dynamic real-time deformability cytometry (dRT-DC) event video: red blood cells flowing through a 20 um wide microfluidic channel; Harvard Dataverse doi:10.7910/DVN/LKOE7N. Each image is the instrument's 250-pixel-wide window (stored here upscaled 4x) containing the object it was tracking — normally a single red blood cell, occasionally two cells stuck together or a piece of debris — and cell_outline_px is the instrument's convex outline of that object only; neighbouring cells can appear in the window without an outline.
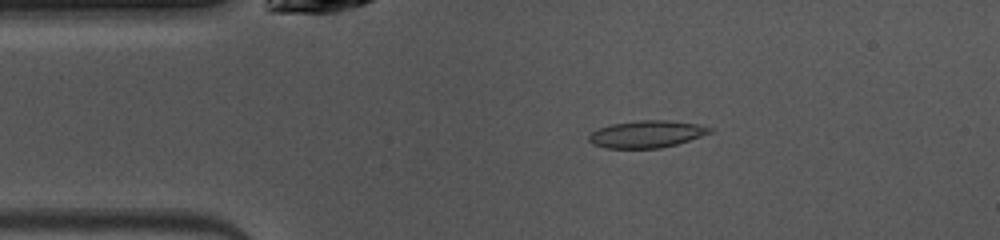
{"species": "common noctule bat (a hibernating species)", "species_latin": "Nyctalus noctula", "temperature_condition": "warm", "stored_images_in_passage": 48, "camera_frame_rate_fps": 3000, "um_per_image_px": 0.085, "animal": {"sex": "female", "body_mass_g": 10.0, "forearm_length_mm": 53.1}, "frame": {"image": 1, "passage_image": 8, "time_ms": 2.333, "image_size_px": [1000, 240], "cell_outline_px": [[712, 132], [676, 144], [660, 148], [604, 148], [592, 144], [588, 140], [588, 136], [592, 132], [600, 128], [612, 124], [640, 120], [664, 120], [696, 124], [712, 128]], "centroid_in_image_um": [54.92, 11.4], "position_along_channel_um": 30.1, "area_um2": 18.84}}
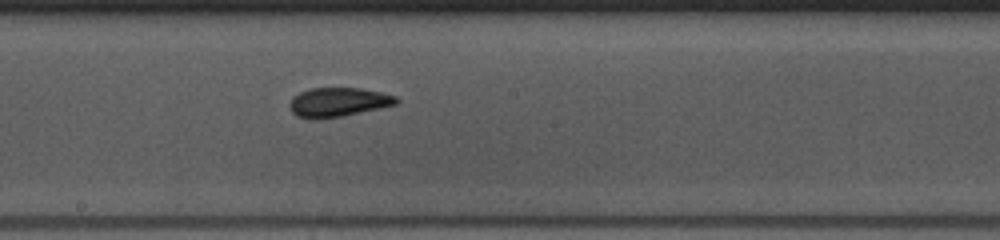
{"frame": {"image": 2, "passage_image": 24, "time_ms": 7.667, "image_size_px": [1000, 240], "cell_outline_px": [[400, 100], [396, 104], [344, 116], [312, 120], [308, 120], [296, 116], [292, 112], [288, 104], [292, 96], [300, 92], [312, 88], [360, 88], [380, 92], [396, 96]], "centroid_in_image_um": [28.69, 8.7], "position_along_channel_um": 219.5, "area_um2": 18.32}}
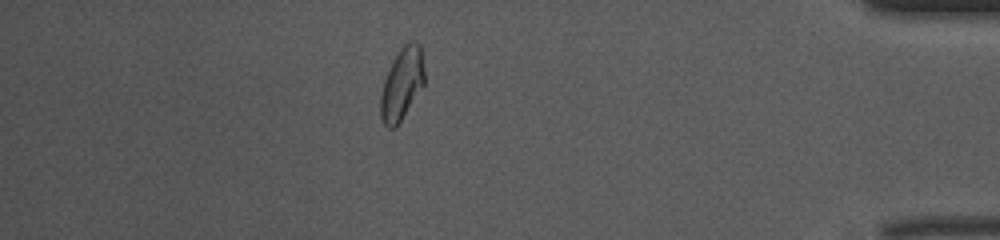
{"frame": {"image": 3, "passage_image": 41, "time_ms": 13.333, "image_size_px": [1000, 240], "cell_outline_px": [[424, 84], [396, 128], [388, 128], [384, 124], [380, 116], [380, 96], [384, 80], [400, 48], [404, 44], [412, 40], [420, 44], [424, 72]], "centroid_in_image_um": [34.16, 7.16], "position_along_channel_um": 401.0, "area_um2": 18.15}, "authors_computed_cell_mechanics": {"area_um2": 18.1781, "velocity_mm_per_s": 4.0504, "shape_relaxation_time_tau1_ms": 8.3452, "shape_relaxation_time_tau2_ms": 1.8292, "deformation_change_tau1": 0.2053, "deformation_change_tau2": 0.0779}}